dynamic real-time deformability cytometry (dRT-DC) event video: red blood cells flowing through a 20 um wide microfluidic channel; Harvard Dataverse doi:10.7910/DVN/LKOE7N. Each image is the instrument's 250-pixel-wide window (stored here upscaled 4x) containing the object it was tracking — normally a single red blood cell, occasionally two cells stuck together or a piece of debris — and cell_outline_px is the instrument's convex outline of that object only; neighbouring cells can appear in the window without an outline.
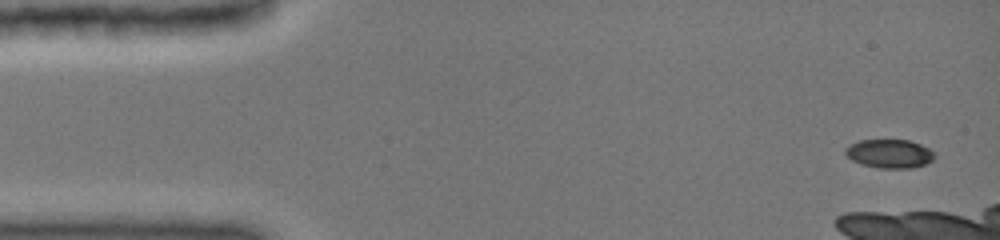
{"species": "common noctule bat (a hibernating species)", "species_latin": "Nyctalus noctula", "temperature_condition": "cold", "stored_images_in_passage": 8, "camera_frame_rate_fps": 3000, "um_per_image_px": 0.085, "animal": {"sex": "female", "body_mass_g": 19.0, "forearm_length_mm": 51.5}, "frame": {"image": 1, "passage_image": 1, "time_ms": 0.0, "image_size_px": [1000, 240], "cell_outline_px": [[936, 156], [932, 160], [924, 164], [912, 168], [880, 168], [860, 164], [852, 160], [844, 152], [844, 148], [848, 144], [860, 140], [908, 140], [920, 144], [936, 152]], "centroid_in_image_um": [75.59, 13.06], "position_along_channel_um": 9.4, "area_um2": 15.03}}